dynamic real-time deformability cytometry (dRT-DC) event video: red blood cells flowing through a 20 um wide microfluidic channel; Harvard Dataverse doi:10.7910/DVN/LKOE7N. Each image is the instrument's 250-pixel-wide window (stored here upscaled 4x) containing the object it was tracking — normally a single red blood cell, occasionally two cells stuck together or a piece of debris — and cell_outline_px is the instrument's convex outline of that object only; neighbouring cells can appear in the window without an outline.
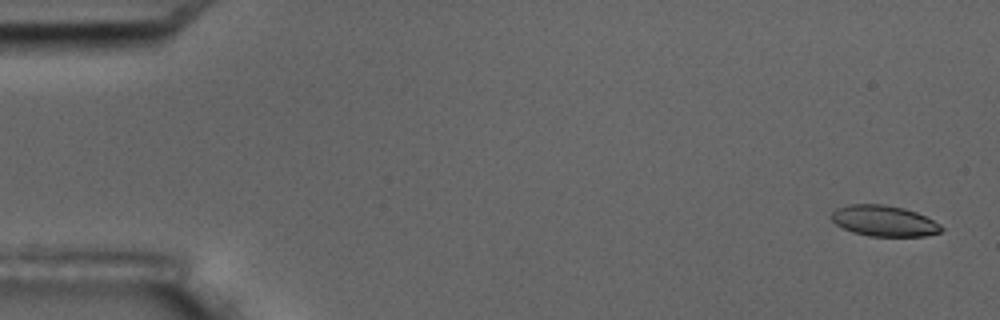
{"species": "common noctule bat (a hibernating species)", "species_latin": "Nyctalus noctula", "temperature_condition": "room temperature", "stored_images_in_passage": 5, "camera_frame_rate_fps": 3000, "um_per_image_px": 0.085, "animal": {"sex": "male", "body_mass_g": 17.5, "forearm_length_mm": 52.3}, "frame": {"image": 1, "passage_image": 1, "time_ms": 0.0, "image_size_px": [1000, 320], "cell_outline_px": [[944, 228], [940, 232], [924, 236], [868, 236], [852, 232], [836, 224], [832, 220], [832, 212], [836, 208], [848, 204], [884, 204], [904, 208], [916, 212], [940, 224]], "centroid_in_image_um": [75.13, 18.77], "position_along_channel_um": 9.9, "area_um2": 19.71}}
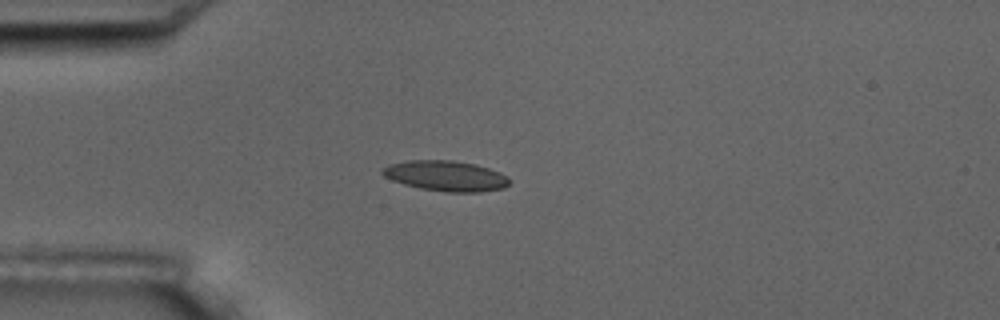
{"frame": {"image": 2, "passage_image": 5, "time_ms": 4.333, "image_size_px": [1000, 320], "cell_outline_px": [[512, 180], [504, 188], [480, 192], [444, 192], [420, 188], [404, 184], [392, 180], [384, 176], [380, 172], [380, 168], [388, 164], [408, 160], [452, 160], [476, 164], [500, 172], [508, 176]], "centroid_in_image_um": [37.89, 14.95], "position_along_channel_um": 47.1, "area_um2": 22.77}}